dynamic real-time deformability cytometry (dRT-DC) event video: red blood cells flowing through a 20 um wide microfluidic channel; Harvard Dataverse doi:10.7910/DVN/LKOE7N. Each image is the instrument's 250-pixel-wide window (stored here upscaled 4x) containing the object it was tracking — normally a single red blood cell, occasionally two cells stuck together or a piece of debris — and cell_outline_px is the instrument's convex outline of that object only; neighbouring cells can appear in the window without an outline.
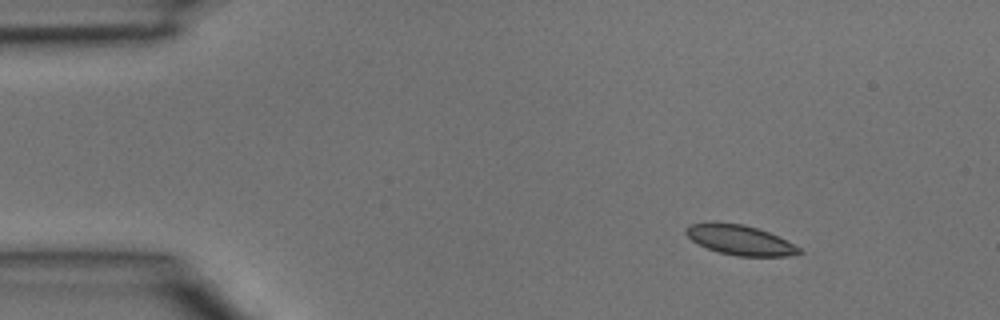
{"species": "common noctule bat (a hibernating species)", "species_latin": "Nyctalus noctula", "temperature_condition": "room temperature", "stored_images_in_passage": 3, "camera_frame_rate_fps": 3000, "um_per_image_px": 0.085, "animal": {"sex": "male", "body_mass_g": 15.6}, "frame": {"image": 1, "passage_image": 1, "time_ms": 0.0, "image_size_px": [1000, 320], "cell_outline_px": [[804, 252], [788, 256], [736, 256], [720, 252], [708, 248], [692, 240], [684, 232], [684, 228], [688, 224], [744, 224], [768, 232], [800, 248]], "centroid_in_image_um": [62.91, 20.43], "position_along_channel_um": 22.1, "area_um2": 19.02}}
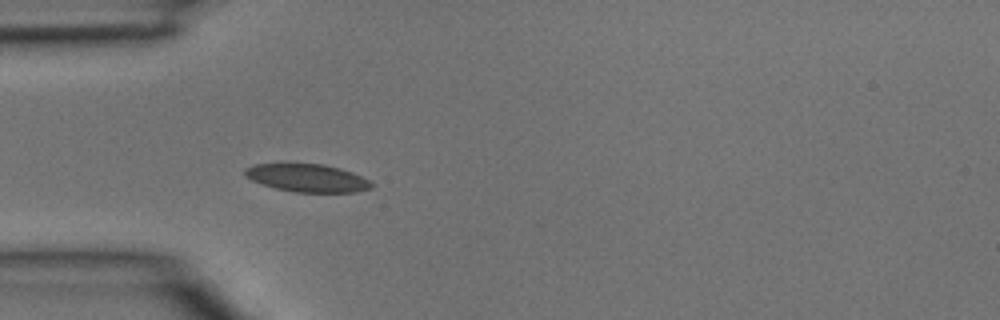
{"frame": {"image": 2, "passage_image": 3, "time_ms": 0.667, "image_size_px": [1000, 320], "cell_outline_px": [[372, 188], [356, 192], [292, 192], [276, 188], [252, 180], [244, 176], [244, 168], [252, 164], [324, 164], [340, 168], [352, 172], [368, 180], [372, 184]], "centroid_in_image_um": [26.1, 15.12], "position_along_channel_um": 58.9, "area_um2": 20.46}}